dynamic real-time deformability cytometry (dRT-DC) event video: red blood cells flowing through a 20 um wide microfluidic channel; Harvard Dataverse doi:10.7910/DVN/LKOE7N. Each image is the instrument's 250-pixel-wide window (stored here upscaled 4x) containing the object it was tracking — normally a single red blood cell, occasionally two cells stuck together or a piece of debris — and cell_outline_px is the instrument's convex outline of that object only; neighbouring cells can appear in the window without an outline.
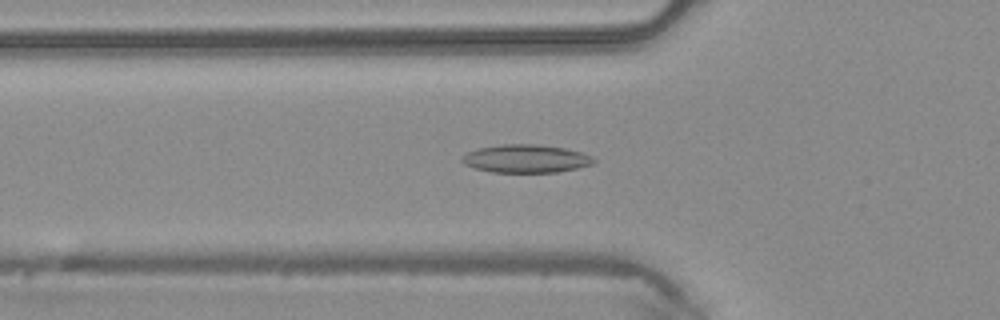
{"species": "common noctule bat (a hibernating species)", "species_latin": "Nyctalus noctula", "temperature_condition": "warm", "stored_images_in_passage": 46, "camera_frame_rate_fps": 3000, "um_per_image_px": 0.085, "animal": {"sex": "male", "body_mass_g": 20.4}, "frame": {"image": 1, "passage_image": 16, "time_ms": 5.0, "image_size_px": [1000, 320], "cell_outline_px": [[596, 160], [592, 164], [576, 168], [556, 172], [492, 172], [476, 168], [464, 164], [460, 160], [460, 156], [468, 152], [480, 148], [504, 144], [536, 144], [564, 148], [580, 152], [592, 156]], "centroid_in_image_um": [44.68, 13.48], "position_along_channel_um": 81.1, "area_um2": 21.39}}
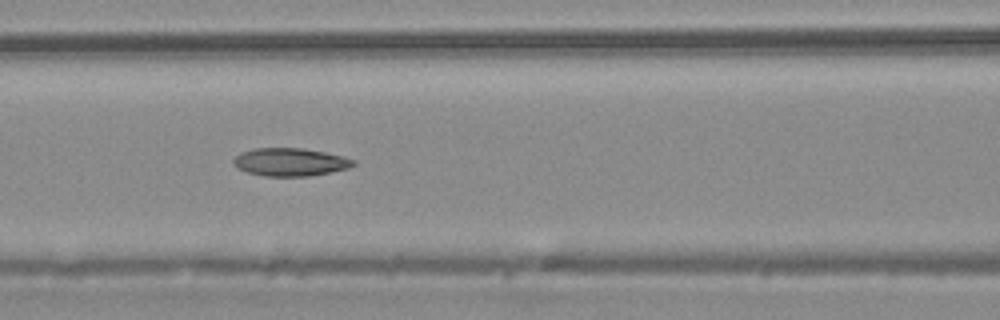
{"frame": {"image": 2, "passage_image": 20, "time_ms": 6.333, "image_size_px": [1000, 320], "cell_outline_px": [[356, 164], [348, 168], [308, 176], [264, 176], [248, 172], [232, 164], [232, 160], [240, 152], [252, 148], [300, 148], [324, 152], [344, 156], [356, 160]], "centroid_in_image_um": [24.66, 13.76], "position_along_channel_um": 141.9, "area_um2": 19.48}}
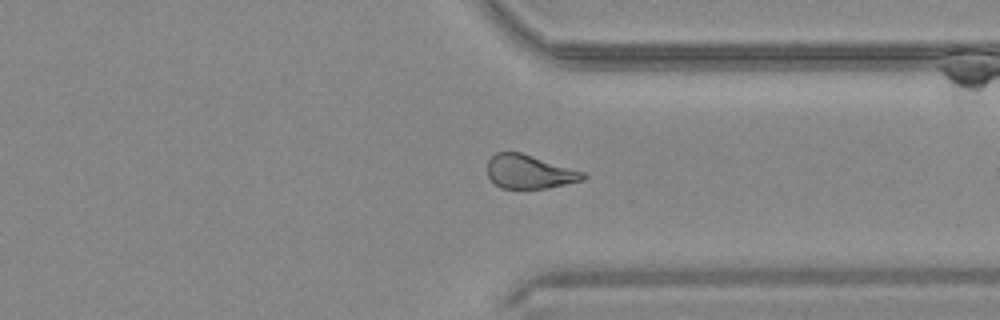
{"frame": {"image": 3, "passage_image": 35, "time_ms": 11.333, "image_size_px": [1000, 320], "cell_outline_px": [[588, 176], [584, 180], [548, 188], [500, 188], [488, 176], [488, 160], [496, 152], [520, 152], [584, 172]], "centroid_in_image_um": [45.01, 14.6], "position_along_channel_um": 366.4, "area_um2": 18.67}}